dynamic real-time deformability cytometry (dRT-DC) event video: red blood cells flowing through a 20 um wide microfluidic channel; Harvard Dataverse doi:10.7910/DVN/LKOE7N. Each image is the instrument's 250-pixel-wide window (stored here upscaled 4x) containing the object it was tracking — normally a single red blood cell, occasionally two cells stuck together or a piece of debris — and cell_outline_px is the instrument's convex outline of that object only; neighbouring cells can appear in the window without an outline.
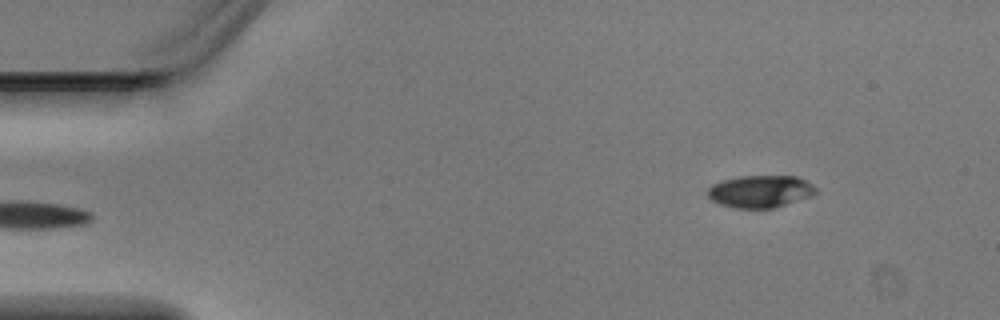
{"species": "Egyptian fruit bat (a non-hibernating species)", "species_latin": "Rousettus aegyptiacus", "temperature_condition": "warm", "stored_images_in_passage": 3, "camera_frame_rate_fps": 3000, "um_per_image_px": 0.085, "animal": {"sex": "male"}, "frame": {"image": 1, "passage_image": 1, "time_ms": 0.0, "image_size_px": [1000, 320], "cell_outline_px": [[816, 192], [812, 196], [772, 208], [736, 208], [720, 204], [712, 200], [708, 196], [708, 188], [712, 184], [724, 180], [740, 176], [796, 176], [812, 184], [816, 188]], "centroid_in_image_um": [64.62, 16.27], "position_along_channel_um": 20.4, "area_um2": 20.17}}
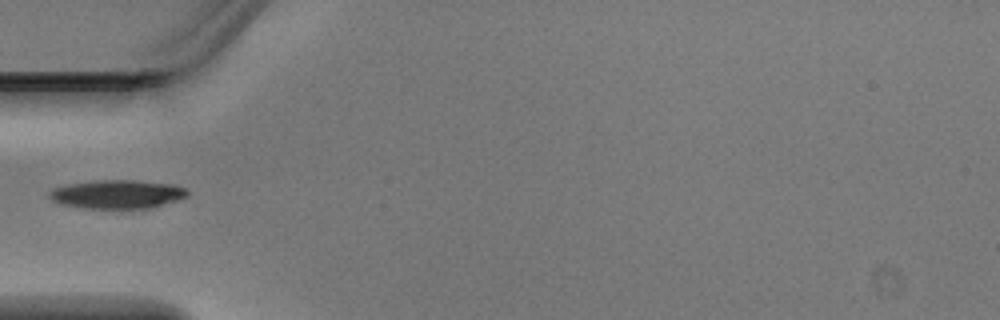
{"frame": {"image": 2, "passage_image": 3, "time_ms": 0.667, "image_size_px": [1000, 320], "cell_outline_px": [[188, 196], [152, 208], [84, 208], [60, 204], [52, 200], [48, 196], [48, 192], [52, 188], [68, 184], [96, 180], [136, 180], [176, 184], [184, 188], [188, 192]], "centroid_in_image_um": [9.95, 16.5], "position_along_channel_um": 75.1, "area_um2": 23.18}}